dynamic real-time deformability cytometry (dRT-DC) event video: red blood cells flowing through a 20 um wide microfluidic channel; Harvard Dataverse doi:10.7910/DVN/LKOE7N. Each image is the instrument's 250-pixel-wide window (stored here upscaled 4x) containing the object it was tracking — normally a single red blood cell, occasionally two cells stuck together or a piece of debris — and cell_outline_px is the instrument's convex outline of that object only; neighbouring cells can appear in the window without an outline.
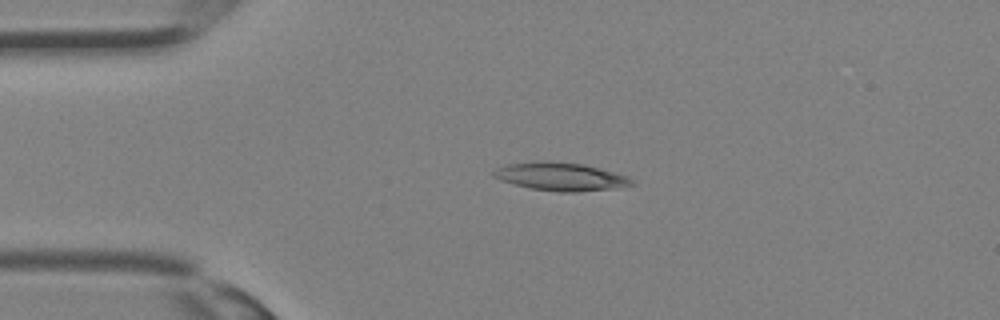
{"species": "Egyptian fruit bat (a non-hibernating species)", "species_latin": "Rousettus aegyptiacus", "temperature_condition": "room temperature", "stored_images_in_passage": 27, "camera_frame_rate_fps": 3000, "um_per_image_px": 0.085, "animal": {"sex": "female"}, "frame": {"image": 1, "passage_image": 1, "time_ms": 0.0, "image_size_px": [1000, 320], "cell_outline_px": [[636, 184], [620, 188], [576, 192], [560, 192], [532, 188], [500, 180], [492, 176], [492, 172], [496, 168], [508, 164], [536, 160], [548, 160], [584, 164], [628, 176]], "centroid_in_image_um": [47.67, 15.0], "position_along_channel_um": 37.3, "area_um2": 22.83}}
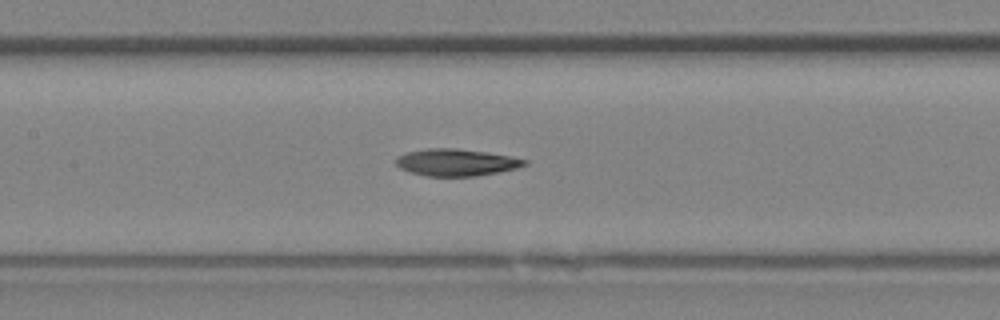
{"frame": {"image": 2, "passage_image": 9, "time_ms": 2.667, "image_size_px": [1000, 320], "cell_outline_px": [[528, 164], [516, 168], [476, 176], [428, 176], [412, 172], [400, 168], [396, 164], [396, 156], [408, 152], [428, 148], [456, 148], [488, 152], [528, 160]], "centroid_in_image_um": [38.77, 13.79], "position_along_channel_um": 168.6, "area_um2": 20.06}}
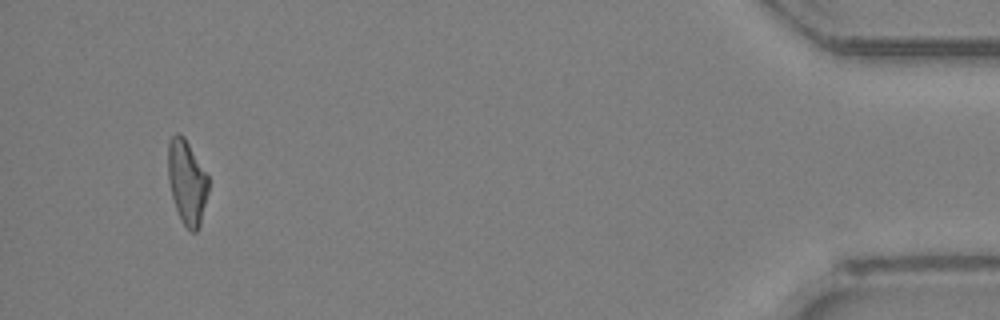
{"frame": {"image": 3, "passage_image": 25, "time_ms": 8.0, "image_size_px": [1000, 320], "cell_outline_px": [[208, 192], [200, 224], [196, 232], [192, 232], [184, 224], [176, 208], [172, 196], [168, 180], [168, 140], [176, 132], [184, 136], [208, 176]], "centroid_in_image_um": [15.88, 15.44], "position_along_channel_um": 419.3, "area_um2": 19.59}}